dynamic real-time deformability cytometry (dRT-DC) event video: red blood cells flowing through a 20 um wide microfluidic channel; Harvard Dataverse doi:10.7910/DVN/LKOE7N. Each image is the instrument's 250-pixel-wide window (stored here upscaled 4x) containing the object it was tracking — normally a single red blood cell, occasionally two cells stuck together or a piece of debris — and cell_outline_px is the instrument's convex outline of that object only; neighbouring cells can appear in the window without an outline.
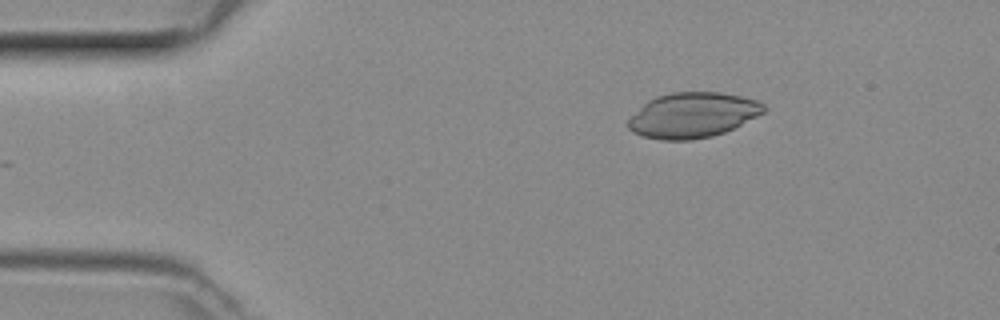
{"species": "common noctule bat (a hibernating species)", "species_latin": "Nyctalus noctula", "temperature_condition": "room temperature", "stored_images_in_passage": 42, "camera_frame_rate_fps": 3000, "um_per_image_px": 0.085, "animal": {"sex": "female", "body_mass_g": 29.2, "forearm_length_mm": 56.3}, "frame": {"image": 1, "passage_image": 2, "time_ms": 0.333, "image_size_px": [1000, 320], "cell_outline_px": [[764, 112], [724, 132], [712, 136], [692, 140], [664, 140], [644, 136], [632, 132], [628, 128], [628, 120], [648, 100], [656, 96], [672, 92], [720, 92], [740, 96], [756, 100], [764, 104]], "centroid_in_image_um": [58.86, 9.78], "position_along_channel_um": 26.1, "area_um2": 35.32}}
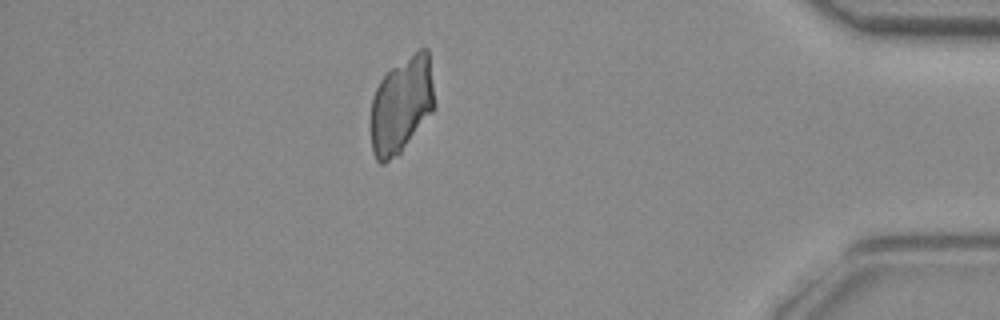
{"frame": {"image": 2, "passage_image": 36, "time_ms": 11.667, "image_size_px": [1000, 320], "cell_outline_px": [[436, 104], [432, 112], [400, 152], [396, 156], [384, 164], [380, 164], [376, 160], [372, 152], [372, 96], [380, 80], [392, 68], [420, 48], [428, 48]], "centroid_in_image_um": [34.14, 8.92], "position_along_channel_um": 401.1, "area_um2": 35.49}}